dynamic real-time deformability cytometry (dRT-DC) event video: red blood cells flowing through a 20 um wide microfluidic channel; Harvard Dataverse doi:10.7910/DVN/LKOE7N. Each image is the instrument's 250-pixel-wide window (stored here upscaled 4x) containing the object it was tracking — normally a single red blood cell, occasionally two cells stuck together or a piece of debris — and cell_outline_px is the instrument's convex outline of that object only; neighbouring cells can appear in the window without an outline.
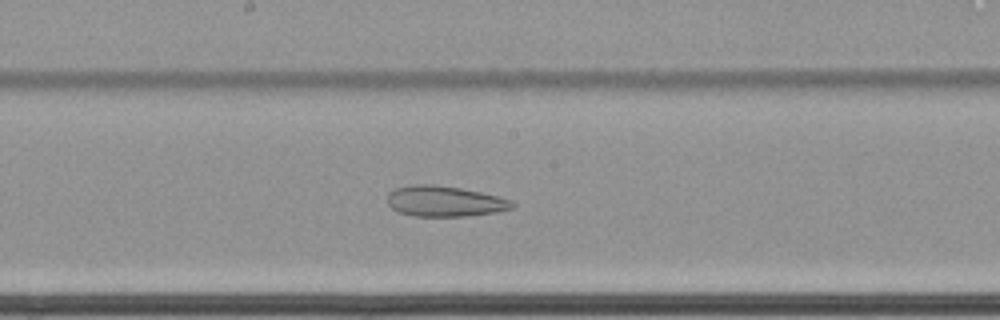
{"species": "common noctule bat (a hibernating species)", "species_latin": "Nyctalus noctula", "temperature_condition": "cold", "stored_images_in_passage": 64, "camera_frame_rate_fps": 3000, "um_per_image_px": 0.085, "animal": {"sex": "female", "body_mass_g": 22.7, "forearm_length_mm": 54.2}, "frame": {"image": 1, "passage_image": 37, "time_ms": 12.0, "image_size_px": [1000, 320], "cell_outline_px": [[516, 208], [496, 212], [468, 216], [412, 216], [400, 212], [392, 208], [388, 204], [388, 192], [396, 188], [408, 184], [428, 184], [460, 188], [480, 192], [512, 200], [516, 204]], "centroid_in_image_um": [37.81, 17.11], "position_along_channel_um": 210.4, "area_um2": 22.37}}
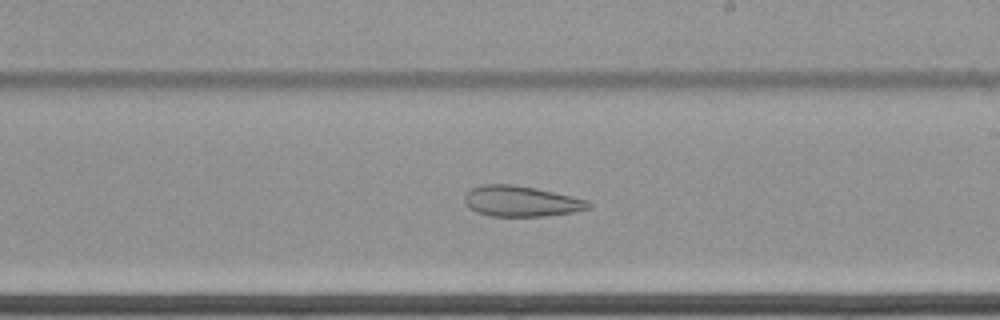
{"frame": {"image": 2, "passage_image": 40, "time_ms": 13.0, "image_size_px": [1000, 320], "cell_outline_px": [[592, 208], [572, 212], [544, 216], [492, 216], [476, 212], [468, 208], [464, 200], [464, 196], [472, 188], [480, 184], [512, 184], [536, 188], [588, 200], [592, 204]], "centroid_in_image_um": [44.29, 17.1], "position_along_channel_um": 244.7, "area_um2": 22.2}}
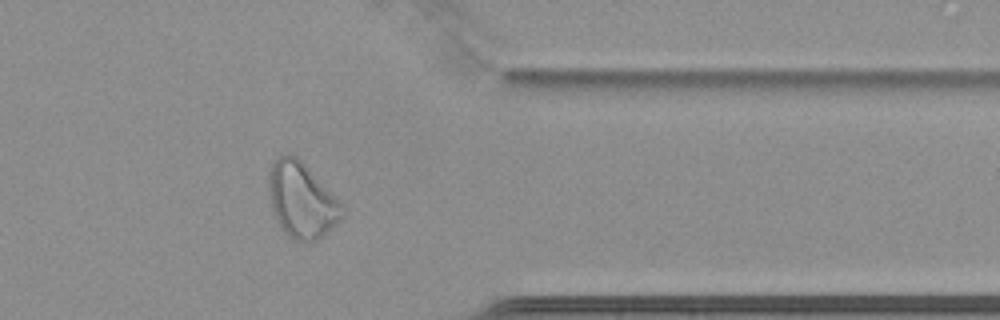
{"frame": {"image": 3, "passage_image": 53, "time_ms": 17.333, "image_size_px": [1000, 320], "cell_outline_px": [[344, 216], [336, 224], [316, 240], [308, 244], [300, 244], [292, 240], [280, 228], [276, 220], [268, 196], [268, 172], [272, 164], [280, 156], [288, 152], [296, 156], [304, 164], [344, 208]], "centroid_in_image_um": [25.59, 17.07], "position_along_channel_um": 385.8, "area_um2": 32.19}}